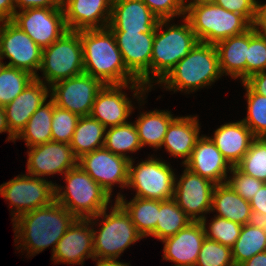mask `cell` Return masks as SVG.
I'll return each instance as SVG.
<instances>
[{
  "label": "cell",
  "mask_w": 266,
  "mask_h": 266,
  "mask_svg": "<svg viewBox=\"0 0 266 266\" xmlns=\"http://www.w3.org/2000/svg\"><path fill=\"white\" fill-rule=\"evenodd\" d=\"M159 20L142 0H113L108 27L112 32L155 33Z\"/></svg>",
  "instance_id": "20"
},
{
  "label": "cell",
  "mask_w": 266,
  "mask_h": 266,
  "mask_svg": "<svg viewBox=\"0 0 266 266\" xmlns=\"http://www.w3.org/2000/svg\"><path fill=\"white\" fill-rule=\"evenodd\" d=\"M183 166L216 185L226 183L227 172L232 168L210 137L205 135L198 139L189 159Z\"/></svg>",
  "instance_id": "22"
},
{
  "label": "cell",
  "mask_w": 266,
  "mask_h": 266,
  "mask_svg": "<svg viewBox=\"0 0 266 266\" xmlns=\"http://www.w3.org/2000/svg\"><path fill=\"white\" fill-rule=\"evenodd\" d=\"M43 72L37 80L48 83V87L54 83L84 73L83 49L79 31L68 30L61 38L48 47L42 49L41 65Z\"/></svg>",
  "instance_id": "8"
},
{
  "label": "cell",
  "mask_w": 266,
  "mask_h": 266,
  "mask_svg": "<svg viewBox=\"0 0 266 266\" xmlns=\"http://www.w3.org/2000/svg\"><path fill=\"white\" fill-rule=\"evenodd\" d=\"M197 116L176 117L168 126L162 146L174 157L189 159L196 142L200 138V125Z\"/></svg>",
  "instance_id": "26"
},
{
  "label": "cell",
  "mask_w": 266,
  "mask_h": 266,
  "mask_svg": "<svg viewBox=\"0 0 266 266\" xmlns=\"http://www.w3.org/2000/svg\"><path fill=\"white\" fill-rule=\"evenodd\" d=\"M55 183L32 175H18L0 185V195L9 200L13 220L23 213L47 206L55 201ZM16 210V212H15Z\"/></svg>",
  "instance_id": "10"
},
{
  "label": "cell",
  "mask_w": 266,
  "mask_h": 266,
  "mask_svg": "<svg viewBox=\"0 0 266 266\" xmlns=\"http://www.w3.org/2000/svg\"><path fill=\"white\" fill-rule=\"evenodd\" d=\"M214 3L228 11L243 15L252 25L255 22L256 0H215Z\"/></svg>",
  "instance_id": "45"
},
{
  "label": "cell",
  "mask_w": 266,
  "mask_h": 266,
  "mask_svg": "<svg viewBox=\"0 0 266 266\" xmlns=\"http://www.w3.org/2000/svg\"><path fill=\"white\" fill-rule=\"evenodd\" d=\"M104 84L91 75L82 73L50 86V98L59 108L79 117L90 116L94 100Z\"/></svg>",
  "instance_id": "12"
},
{
  "label": "cell",
  "mask_w": 266,
  "mask_h": 266,
  "mask_svg": "<svg viewBox=\"0 0 266 266\" xmlns=\"http://www.w3.org/2000/svg\"><path fill=\"white\" fill-rule=\"evenodd\" d=\"M79 116L59 108L54 103L53 117L51 124L52 141L70 143L74 134Z\"/></svg>",
  "instance_id": "42"
},
{
  "label": "cell",
  "mask_w": 266,
  "mask_h": 266,
  "mask_svg": "<svg viewBox=\"0 0 266 266\" xmlns=\"http://www.w3.org/2000/svg\"><path fill=\"white\" fill-rule=\"evenodd\" d=\"M242 84L246 88L248 103L247 116L242 121L255 138H266V97L255 93L245 82Z\"/></svg>",
  "instance_id": "37"
},
{
  "label": "cell",
  "mask_w": 266,
  "mask_h": 266,
  "mask_svg": "<svg viewBox=\"0 0 266 266\" xmlns=\"http://www.w3.org/2000/svg\"><path fill=\"white\" fill-rule=\"evenodd\" d=\"M15 6L18 11L36 7L62 8L63 0H15Z\"/></svg>",
  "instance_id": "46"
},
{
  "label": "cell",
  "mask_w": 266,
  "mask_h": 266,
  "mask_svg": "<svg viewBox=\"0 0 266 266\" xmlns=\"http://www.w3.org/2000/svg\"><path fill=\"white\" fill-rule=\"evenodd\" d=\"M2 132H7L8 133V138L7 140L9 141H15V135L10 131L8 124H7V119L5 115L4 108L0 106V133Z\"/></svg>",
  "instance_id": "53"
},
{
  "label": "cell",
  "mask_w": 266,
  "mask_h": 266,
  "mask_svg": "<svg viewBox=\"0 0 266 266\" xmlns=\"http://www.w3.org/2000/svg\"><path fill=\"white\" fill-rule=\"evenodd\" d=\"M64 177L67 183L64 191L63 186L55 184V200L76 218L89 219L107 209L112 197L79 165Z\"/></svg>",
  "instance_id": "5"
},
{
  "label": "cell",
  "mask_w": 266,
  "mask_h": 266,
  "mask_svg": "<svg viewBox=\"0 0 266 266\" xmlns=\"http://www.w3.org/2000/svg\"><path fill=\"white\" fill-rule=\"evenodd\" d=\"M104 148L110 150L115 155L129 159L126 152H136L141 150L142 145L134 123H124L118 126L106 128Z\"/></svg>",
  "instance_id": "33"
},
{
  "label": "cell",
  "mask_w": 266,
  "mask_h": 266,
  "mask_svg": "<svg viewBox=\"0 0 266 266\" xmlns=\"http://www.w3.org/2000/svg\"><path fill=\"white\" fill-rule=\"evenodd\" d=\"M199 42H217L245 33L253 25L241 14L215 3L185 5V16Z\"/></svg>",
  "instance_id": "6"
},
{
  "label": "cell",
  "mask_w": 266,
  "mask_h": 266,
  "mask_svg": "<svg viewBox=\"0 0 266 266\" xmlns=\"http://www.w3.org/2000/svg\"><path fill=\"white\" fill-rule=\"evenodd\" d=\"M77 218L56 200L26 212L13 220L15 243L27 253L36 255L49 246L54 252L58 241ZM22 243H20L19 241ZM20 244V245H19Z\"/></svg>",
  "instance_id": "1"
},
{
  "label": "cell",
  "mask_w": 266,
  "mask_h": 266,
  "mask_svg": "<svg viewBox=\"0 0 266 266\" xmlns=\"http://www.w3.org/2000/svg\"><path fill=\"white\" fill-rule=\"evenodd\" d=\"M235 266L266 251V233L261 228L249 224L242 225L239 237L231 248Z\"/></svg>",
  "instance_id": "35"
},
{
  "label": "cell",
  "mask_w": 266,
  "mask_h": 266,
  "mask_svg": "<svg viewBox=\"0 0 266 266\" xmlns=\"http://www.w3.org/2000/svg\"><path fill=\"white\" fill-rule=\"evenodd\" d=\"M222 75L244 82L246 80V56L249 47V30L237 36L223 39L215 44Z\"/></svg>",
  "instance_id": "27"
},
{
  "label": "cell",
  "mask_w": 266,
  "mask_h": 266,
  "mask_svg": "<svg viewBox=\"0 0 266 266\" xmlns=\"http://www.w3.org/2000/svg\"><path fill=\"white\" fill-rule=\"evenodd\" d=\"M248 224L253 227L261 228L266 233V214L252 211Z\"/></svg>",
  "instance_id": "51"
},
{
  "label": "cell",
  "mask_w": 266,
  "mask_h": 266,
  "mask_svg": "<svg viewBox=\"0 0 266 266\" xmlns=\"http://www.w3.org/2000/svg\"><path fill=\"white\" fill-rule=\"evenodd\" d=\"M266 70V34L253 26L249 29V47L246 56V79Z\"/></svg>",
  "instance_id": "40"
},
{
  "label": "cell",
  "mask_w": 266,
  "mask_h": 266,
  "mask_svg": "<svg viewBox=\"0 0 266 266\" xmlns=\"http://www.w3.org/2000/svg\"><path fill=\"white\" fill-rule=\"evenodd\" d=\"M15 11V0H0V21L12 20Z\"/></svg>",
  "instance_id": "50"
},
{
  "label": "cell",
  "mask_w": 266,
  "mask_h": 266,
  "mask_svg": "<svg viewBox=\"0 0 266 266\" xmlns=\"http://www.w3.org/2000/svg\"><path fill=\"white\" fill-rule=\"evenodd\" d=\"M205 238L202 222L192 221L175 235L162 240L163 259L176 263L174 266L195 265Z\"/></svg>",
  "instance_id": "23"
},
{
  "label": "cell",
  "mask_w": 266,
  "mask_h": 266,
  "mask_svg": "<svg viewBox=\"0 0 266 266\" xmlns=\"http://www.w3.org/2000/svg\"><path fill=\"white\" fill-rule=\"evenodd\" d=\"M133 162L129 163L127 187L136 190L135 197L160 201L174 198L177 178L170 164L152 156L136 166Z\"/></svg>",
  "instance_id": "9"
},
{
  "label": "cell",
  "mask_w": 266,
  "mask_h": 266,
  "mask_svg": "<svg viewBox=\"0 0 266 266\" xmlns=\"http://www.w3.org/2000/svg\"><path fill=\"white\" fill-rule=\"evenodd\" d=\"M54 101L50 98L41 105L30 117L26 126L15 139L26 141L28 148L52 141L51 124L53 117Z\"/></svg>",
  "instance_id": "32"
},
{
  "label": "cell",
  "mask_w": 266,
  "mask_h": 266,
  "mask_svg": "<svg viewBox=\"0 0 266 266\" xmlns=\"http://www.w3.org/2000/svg\"><path fill=\"white\" fill-rule=\"evenodd\" d=\"M106 210L94 216L95 221L103 217L102 227L99 230L93 227L95 260H117L127 247L143 239L130 215L116 200L109 214Z\"/></svg>",
  "instance_id": "7"
},
{
  "label": "cell",
  "mask_w": 266,
  "mask_h": 266,
  "mask_svg": "<svg viewBox=\"0 0 266 266\" xmlns=\"http://www.w3.org/2000/svg\"><path fill=\"white\" fill-rule=\"evenodd\" d=\"M116 201L130 215L133 224L143 238L147 236L155 237L159 200L134 197L128 202L122 194L118 193Z\"/></svg>",
  "instance_id": "29"
},
{
  "label": "cell",
  "mask_w": 266,
  "mask_h": 266,
  "mask_svg": "<svg viewBox=\"0 0 266 266\" xmlns=\"http://www.w3.org/2000/svg\"><path fill=\"white\" fill-rule=\"evenodd\" d=\"M255 93L266 97V70L251 75L244 81Z\"/></svg>",
  "instance_id": "47"
},
{
  "label": "cell",
  "mask_w": 266,
  "mask_h": 266,
  "mask_svg": "<svg viewBox=\"0 0 266 266\" xmlns=\"http://www.w3.org/2000/svg\"><path fill=\"white\" fill-rule=\"evenodd\" d=\"M50 93L47 84L34 78L30 84L9 104L4 106L10 131L17 136L26 126L33 113L43 105Z\"/></svg>",
  "instance_id": "24"
},
{
  "label": "cell",
  "mask_w": 266,
  "mask_h": 266,
  "mask_svg": "<svg viewBox=\"0 0 266 266\" xmlns=\"http://www.w3.org/2000/svg\"><path fill=\"white\" fill-rule=\"evenodd\" d=\"M196 266H235L232 259V251L230 247L221 243L205 238Z\"/></svg>",
  "instance_id": "41"
},
{
  "label": "cell",
  "mask_w": 266,
  "mask_h": 266,
  "mask_svg": "<svg viewBox=\"0 0 266 266\" xmlns=\"http://www.w3.org/2000/svg\"><path fill=\"white\" fill-rule=\"evenodd\" d=\"M126 68L150 90V61L155 33L113 32Z\"/></svg>",
  "instance_id": "19"
},
{
  "label": "cell",
  "mask_w": 266,
  "mask_h": 266,
  "mask_svg": "<svg viewBox=\"0 0 266 266\" xmlns=\"http://www.w3.org/2000/svg\"><path fill=\"white\" fill-rule=\"evenodd\" d=\"M236 167L244 174L266 183V138H255Z\"/></svg>",
  "instance_id": "38"
},
{
  "label": "cell",
  "mask_w": 266,
  "mask_h": 266,
  "mask_svg": "<svg viewBox=\"0 0 266 266\" xmlns=\"http://www.w3.org/2000/svg\"><path fill=\"white\" fill-rule=\"evenodd\" d=\"M253 27L260 33L266 34V4L257 1L256 18Z\"/></svg>",
  "instance_id": "49"
},
{
  "label": "cell",
  "mask_w": 266,
  "mask_h": 266,
  "mask_svg": "<svg viewBox=\"0 0 266 266\" xmlns=\"http://www.w3.org/2000/svg\"><path fill=\"white\" fill-rule=\"evenodd\" d=\"M214 1L215 0H191L188 4L185 3V5L214 3Z\"/></svg>",
  "instance_id": "55"
},
{
  "label": "cell",
  "mask_w": 266,
  "mask_h": 266,
  "mask_svg": "<svg viewBox=\"0 0 266 266\" xmlns=\"http://www.w3.org/2000/svg\"><path fill=\"white\" fill-rule=\"evenodd\" d=\"M230 173L232 176L227 178L226 183L246 201H250L264 184L263 181L244 174L236 166H232Z\"/></svg>",
  "instance_id": "43"
},
{
  "label": "cell",
  "mask_w": 266,
  "mask_h": 266,
  "mask_svg": "<svg viewBox=\"0 0 266 266\" xmlns=\"http://www.w3.org/2000/svg\"><path fill=\"white\" fill-rule=\"evenodd\" d=\"M27 159V174L44 179V176L56 173L65 174L78 165L69 143L46 142L29 148Z\"/></svg>",
  "instance_id": "17"
},
{
  "label": "cell",
  "mask_w": 266,
  "mask_h": 266,
  "mask_svg": "<svg viewBox=\"0 0 266 266\" xmlns=\"http://www.w3.org/2000/svg\"><path fill=\"white\" fill-rule=\"evenodd\" d=\"M106 127L91 116L79 117L72 139L69 143L74 155H82L103 148Z\"/></svg>",
  "instance_id": "31"
},
{
  "label": "cell",
  "mask_w": 266,
  "mask_h": 266,
  "mask_svg": "<svg viewBox=\"0 0 266 266\" xmlns=\"http://www.w3.org/2000/svg\"><path fill=\"white\" fill-rule=\"evenodd\" d=\"M44 49L61 38L68 28L62 8H28L15 11L11 20Z\"/></svg>",
  "instance_id": "13"
},
{
  "label": "cell",
  "mask_w": 266,
  "mask_h": 266,
  "mask_svg": "<svg viewBox=\"0 0 266 266\" xmlns=\"http://www.w3.org/2000/svg\"><path fill=\"white\" fill-rule=\"evenodd\" d=\"M84 73L104 85L140 83L126 68L115 36L109 27L80 30Z\"/></svg>",
  "instance_id": "2"
},
{
  "label": "cell",
  "mask_w": 266,
  "mask_h": 266,
  "mask_svg": "<svg viewBox=\"0 0 266 266\" xmlns=\"http://www.w3.org/2000/svg\"><path fill=\"white\" fill-rule=\"evenodd\" d=\"M192 220L177 205L174 199L159 200L158 221L155 238L162 241L185 228Z\"/></svg>",
  "instance_id": "34"
},
{
  "label": "cell",
  "mask_w": 266,
  "mask_h": 266,
  "mask_svg": "<svg viewBox=\"0 0 266 266\" xmlns=\"http://www.w3.org/2000/svg\"><path fill=\"white\" fill-rule=\"evenodd\" d=\"M252 211L266 214V183H264L249 201Z\"/></svg>",
  "instance_id": "48"
},
{
  "label": "cell",
  "mask_w": 266,
  "mask_h": 266,
  "mask_svg": "<svg viewBox=\"0 0 266 266\" xmlns=\"http://www.w3.org/2000/svg\"><path fill=\"white\" fill-rule=\"evenodd\" d=\"M34 78L28 71L5 66L0 73V106L12 102Z\"/></svg>",
  "instance_id": "36"
},
{
  "label": "cell",
  "mask_w": 266,
  "mask_h": 266,
  "mask_svg": "<svg viewBox=\"0 0 266 266\" xmlns=\"http://www.w3.org/2000/svg\"><path fill=\"white\" fill-rule=\"evenodd\" d=\"M113 0H63L65 23L70 31L108 27Z\"/></svg>",
  "instance_id": "21"
},
{
  "label": "cell",
  "mask_w": 266,
  "mask_h": 266,
  "mask_svg": "<svg viewBox=\"0 0 266 266\" xmlns=\"http://www.w3.org/2000/svg\"><path fill=\"white\" fill-rule=\"evenodd\" d=\"M122 88L135 91L133 96L138 98L139 102L149 90L142 83L104 85L94 100L90 116L106 128L127 123V119L133 111L132 101L127 98L125 92H122Z\"/></svg>",
  "instance_id": "11"
},
{
  "label": "cell",
  "mask_w": 266,
  "mask_h": 266,
  "mask_svg": "<svg viewBox=\"0 0 266 266\" xmlns=\"http://www.w3.org/2000/svg\"><path fill=\"white\" fill-rule=\"evenodd\" d=\"M183 18L185 23L181 25L170 26L167 19L159 20L156 26L150 61V89L153 87L152 79L156 77L159 84L199 42L189 21ZM164 26L167 30L162 31Z\"/></svg>",
  "instance_id": "4"
},
{
  "label": "cell",
  "mask_w": 266,
  "mask_h": 266,
  "mask_svg": "<svg viewBox=\"0 0 266 266\" xmlns=\"http://www.w3.org/2000/svg\"><path fill=\"white\" fill-rule=\"evenodd\" d=\"M215 185L185 167L179 180H175L173 199L192 221L201 222L211 212Z\"/></svg>",
  "instance_id": "16"
},
{
  "label": "cell",
  "mask_w": 266,
  "mask_h": 266,
  "mask_svg": "<svg viewBox=\"0 0 266 266\" xmlns=\"http://www.w3.org/2000/svg\"><path fill=\"white\" fill-rule=\"evenodd\" d=\"M222 75L215 44L198 42L159 83L170 91L195 92Z\"/></svg>",
  "instance_id": "3"
},
{
  "label": "cell",
  "mask_w": 266,
  "mask_h": 266,
  "mask_svg": "<svg viewBox=\"0 0 266 266\" xmlns=\"http://www.w3.org/2000/svg\"><path fill=\"white\" fill-rule=\"evenodd\" d=\"M206 238L217 241L224 246L232 248L240 235L242 225L226 218L214 216L209 227L206 228V217L201 221Z\"/></svg>",
  "instance_id": "39"
},
{
  "label": "cell",
  "mask_w": 266,
  "mask_h": 266,
  "mask_svg": "<svg viewBox=\"0 0 266 266\" xmlns=\"http://www.w3.org/2000/svg\"><path fill=\"white\" fill-rule=\"evenodd\" d=\"M130 160L103 148L82 155L78 165L110 196L112 187H127Z\"/></svg>",
  "instance_id": "15"
},
{
  "label": "cell",
  "mask_w": 266,
  "mask_h": 266,
  "mask_svg": "<svg viewBox=\"0 0 266 266\" xmlns=\"http://www.w3.org/2000/svg\"><path fill=\"white\" fill-rule=\"evenodd\" d=\"M160 20L185 16V0H142Z\"/></svg>",
  "instance_id": "44"
},
{
  "label": "cell",
  "mask_w": 266,
  "mask_h": 266,
  "mask_svg": "<svg viewBox=\"0 0 266 266\" xmlns=\"http://www.w3.org/2000/svg\"><path fill=\"white\" fill-rule=\"evenodd\" d=\"M6 66L5 63L2 62V59L0 58V73L2 71V69Z\"/></svg>",
  "instance_id": "56"
},
{
  "label": "cell",
  "mask_w": 266,
  "mask_h": 266,
  "mask_svg": "<svg viewBox=\"0 0 266 266\" xmlns=\"http://www.w3.org/2000/svg\"><path fill=\"white\" fill-rule=\"evenodd\" d=\"M170 111L154 110L143 112L135 121L142 148L145 145L158 149L162 147L168 126L175 119Z\"/></svg>",
  "instance_id": "30"
},
{
  "label": "cell",
  "mask_w": 266,
  "mask_h": 266,
  "mask_svg": "<svg viewBox=\"0 0 266 266\" xmlns=\"http://www.w3.org/2000/svg\"><path fill=\"white\" fill-rule=\"evenodd\" d=\"M239 266H266V251L254 255Z\"/></svg>",
  "instance_id": "52"
},
{
  "label": "cell",
  "mask_w": 266,
  "mask_h": 266,
  "mask_svg": "<svg viewBox=\"0 0 266 266\" xmlns=\"http://www.w3.org/2000/svg\"><path fill=\"white\" fill-rule=\"evenodd\" d=\"M210 139L229 164L236 166L249 150L255 136L241 120L221 125Z\"/></svg>",
  "instance_id": "25"
},
{
  "label": "cell",
  "mask_w": 266,
  "mask_h": 266,
  "mask_svg": "<svg viewBox=\"0 0 266 266\" xmlns=\"http://www.w3.org/2000/svg\"><path fill=\"white\" fill-rule=\"evenodd\" d=\"M96 223L94 217L77 218L58 241L51 260L56 264L62 262L73 265H82L87 258L95 261L93 225Z\"/></svg>",
  "instance_id": "18"
},
{
  "label": "cell",
  "mask_w": 266,
  "mask_h": 266,
  "mask_svg": "<svg viewBox=\"0 0 266 266\" xmlns=\"http://www.w3.org/2000/svg\"><path fill=\"white\" fill-rule=\"evenodd\" d=\"M0 24V58L9 59L6 66L38 76L42 49L11 20L0 21Z\"/></svg>",
  "instance_id": "14"
},
{
  "label": "cell",
  "mask_w": 266,
  "mask_h": 266,
  "mask_svg": "<svg viewBox=\"0 0 266 266\" xmlns=\"http://www.w3.org/2000/svg\"><path fill=\"white\" fill-rule=\"evenodd\" d=\"M96 266H129L128 263H122L118 260H95Z\"/></svg>",
  "instance_id": "54"
},
{
  "label": "cell",
  "mask_w": 266,
  "mask_h": 266,
  "mask_svg": "<svg viewBox=\"0 0 266 266\" xmlns=\"http://www.w3.org/2000/svg\"><path fill=\"white\" fill-rule=\"evenodd\" d=\"M241 225L248 224L252 212L249 201L244 200L227 183L217 184L212 194L211 212Z\"/></svg>",
  "instance_id": "28"
}]
</instances>
